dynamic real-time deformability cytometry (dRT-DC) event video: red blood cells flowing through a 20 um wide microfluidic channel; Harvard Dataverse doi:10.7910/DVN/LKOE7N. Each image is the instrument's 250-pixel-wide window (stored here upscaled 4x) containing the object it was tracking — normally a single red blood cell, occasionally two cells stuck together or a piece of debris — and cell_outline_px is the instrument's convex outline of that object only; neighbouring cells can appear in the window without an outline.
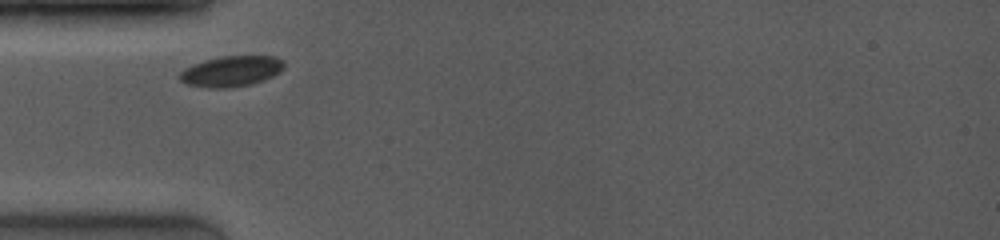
{"species": "common noctule bat (a hibernating species)", "species_latin": "Nyctalus noctula", "temperature_condition": "room temperature", "stored_images_in_passage": 12, "camera_frame_rate_fps": 4000, "um_per_image_px": 0.085, "animal": {"sex": "female", "body_mass_g": 19.0, "forearm_length_mm": 53.3}, "frame": {"image": 1, "passage_image": 1, "time_ms": 0.0, "image_size_px": [1000, 240], "cell_outline_px": [[284, 68], [280, 72], [264, 80], [252, 84], [232, 88], [208, 88], [188, 84], [180, 80], [176, 76], [184, 68], [192, 64], [204, 60], [220, 56], [276, 56], [284, 60]], "centroid_in_image_um": [19.65, 6.05], "position_along_channel_um": 65.4, "area_um2": 18.96}}